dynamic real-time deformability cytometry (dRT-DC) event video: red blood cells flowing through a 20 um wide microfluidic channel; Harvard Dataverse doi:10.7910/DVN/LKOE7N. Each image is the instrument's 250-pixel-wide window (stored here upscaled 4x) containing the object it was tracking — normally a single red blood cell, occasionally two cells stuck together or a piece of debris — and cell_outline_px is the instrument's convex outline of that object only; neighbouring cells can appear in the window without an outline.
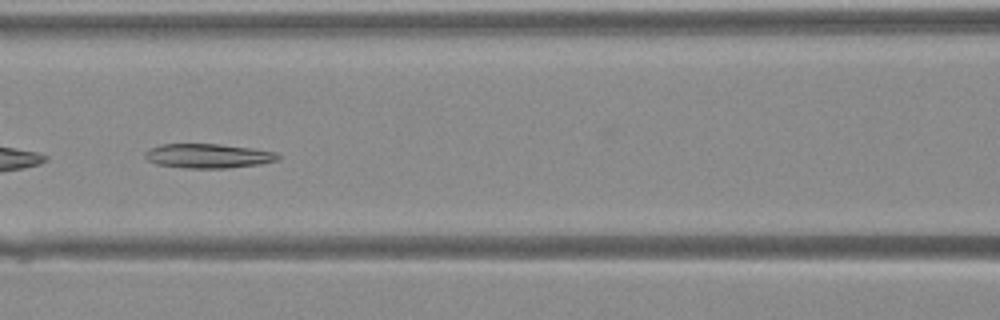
{"species": "Egyptian fruit bat (a non-hibernating species)", "species_latin": "Rousettus aegyptiacus", "temperature_condition": "warm", "stored_images_in_passage": 42, "camera_frame_rate_fps": 3000, "um_per_image_px": 0.085, "animal": {"sex": "female"}, "frame": {"image": 1, "passage_image": 20, "time_ms": 6.333, "image_size_px": [1000, 320], "cell_outline_px": [[280, 156], [276, 160], [260, 164], [228, 168], [184, 168], [156, 164], [148, 160], [144, 156], [144, 152], [160, 144], [220, 144], [252, 148], [276, 152]], "centroid_in_image_um": [17.68, 13.25], "position_along_channel_um": 148.9, "area_um2": 18.84}}
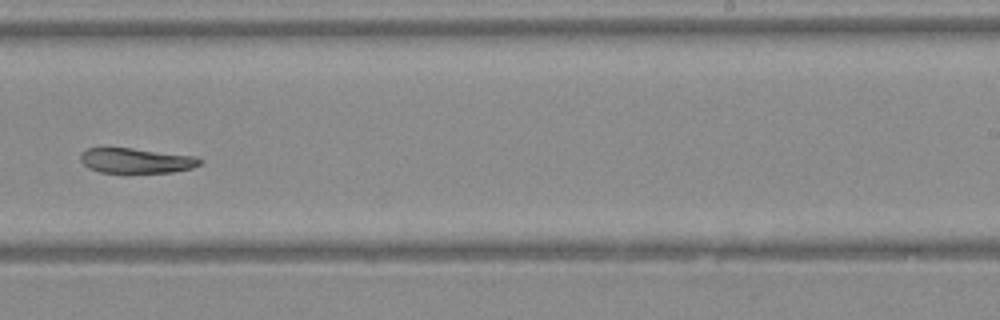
{"frame": {"image": 2, "passage_image": 28, "time_ms": 9.0, "image_size_px": [1000, 320], "cell_outline_px": [[204, 160], [200, 164], [192, 168], [172, 172], [124, 176], [100, 172], [88, 168], [80, 160], [80, 156], [88, 148], [132, 148], [196, 156]], "centroid_in_image_um": [11.59, 13.71], "position_along_channel_um": 277.4, "area_um2": 18.32}}
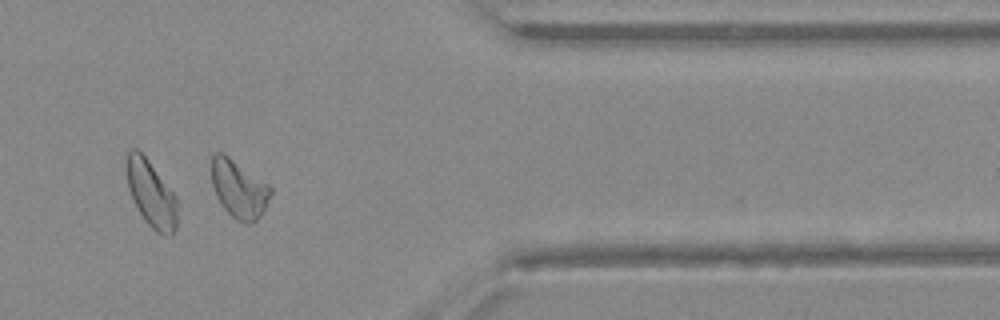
{"frame": {"image": 3, "passage_image": 36, "time_ms": 11.667, "image_size_px": [1000, 320], "cell_outline_px": [[272, 192], [260, 216], [256, 220], [248, 224], [244, 224], [236, 220], [220, 204], [216, 196], [212, 184], [212, 156], [216, 152], [220, 152], [228, 156], [268, 184], [272, 188]], "centroid_in_image_um": [20.3, 16.08], "position_along_channel_um": 391.1, "area_um2": 19.65}}